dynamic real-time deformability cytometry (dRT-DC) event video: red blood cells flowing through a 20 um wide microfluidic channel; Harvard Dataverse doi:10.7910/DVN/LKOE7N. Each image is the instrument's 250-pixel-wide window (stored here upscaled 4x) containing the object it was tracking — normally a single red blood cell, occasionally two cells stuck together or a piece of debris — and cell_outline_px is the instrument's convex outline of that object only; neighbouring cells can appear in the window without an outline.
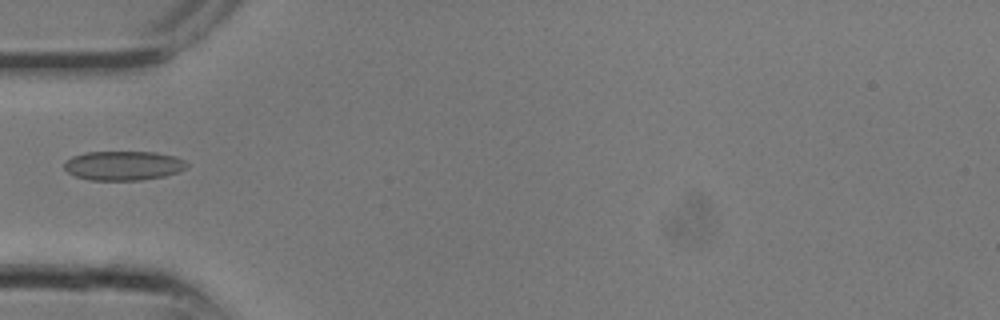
{"species": "common noctule bat (a hibernating species)", "species_latin": "Nyctalus noctula", "temperature_condition": "room temperature", "stored_images_in_passage": 10, "camera_frame_rate_fps": 3000, "um_per_image_px": 0.085, "animal": {"sex": "male", "body_mass_g": 13.3}, "frame": {"image": 1, "passage_image": 9, "time_ms": 2.667, "image_size_px": [1000, 320], "cell_outline_px": [[188, 164], [184, 168], [176, 172], [164, 176], [140, 180], [92, 180], [76, 176], [68, 172], [64, 168], [64, 164], [72, 156], [84, 152], [156, 152], [176, 156], [184, 160]], "centroid_in_image_um": [10.48, 14.07], "position_along_channel_um": 74.5, "area_um2": 20.81}}